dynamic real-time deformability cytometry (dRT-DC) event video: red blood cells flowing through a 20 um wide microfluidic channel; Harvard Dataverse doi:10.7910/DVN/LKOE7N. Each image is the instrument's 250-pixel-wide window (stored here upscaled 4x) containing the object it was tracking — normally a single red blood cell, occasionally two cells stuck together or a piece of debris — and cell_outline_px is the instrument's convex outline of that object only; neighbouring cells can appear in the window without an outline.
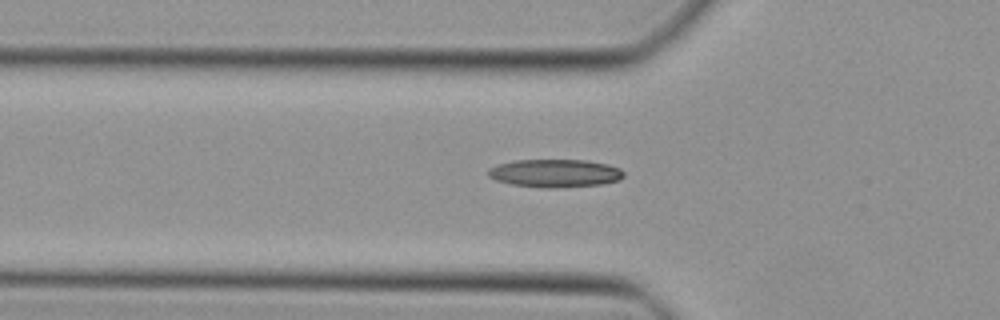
{"species": "Egyptian fruit bat (a non-hibernating species)", "species_latin": "Rousettus aegyptiacus", "temperature_condition": "cold", "stored_images_in_passage": 31, "camera_frame_rate_fps": 3000, "um_per_image_px": 0.085, "animal": {"sex": "female"}, "frame": {"image": 1, "passage_image": 3, "time_ms": 0.667, "image_size_px": [1000, 320], "cell_outline_px": [[624, 176], [620, 180], [600, 184], [556, 188], [540, 188], [512, 184], [496, 180], [488, 176], [488, 168], [496, 164], [512, 160], [584, 160], [608, 164], [620, 168], [624, 172]], "centroid_in_image_um": [47.15, 14.72], "position_along_channel_um": 78.6, "area_um2": 22.31}}
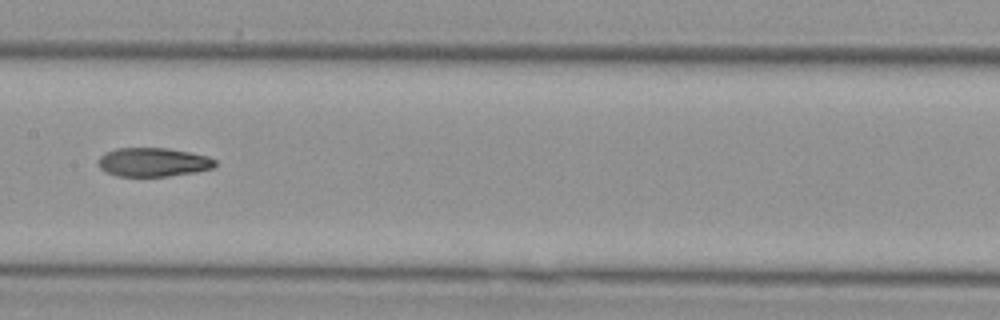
{"frame": {"image": 2, "passage_image": 11, "time_ms": 3.333, "image_size_px": [1000, 320], "cell_outline_px": [[216, 168], [196, 172], [168, 176], [116, 176], [104, 172], [96, 164], [100, 156], [104, 152], [116, 148], [168, 148], [208, 156], [216, 160]], "centroid_in_image_um": [13.0, 13.79], "position_along_channel_um": 194.4, "area_um2": 19.94}}
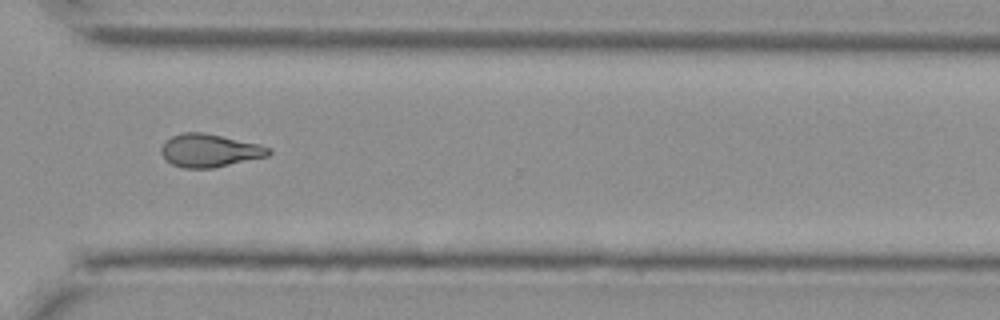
{"frame": {"image": 3, "passage_image": 22, "time_ms": 7.0, "image_size_px": [1000, 320], "cell_outline_px": [[272, 152], [268, 156], [212, 168], [180, 168], [164, 160], [160, 152], [160, 148], [172, 136], [184, 132], [204, 132], [260, 144], [272, 148]], "centroid_in_image_um": [17.81, 12.8], "position_along_channel_um": 352.8, "area_um2": 20.81}}